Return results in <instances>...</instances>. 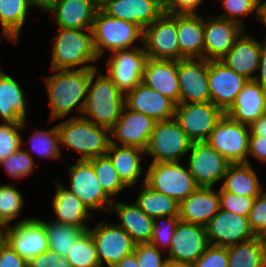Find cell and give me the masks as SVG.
Segmentation results:
<instances>
[{
  "instance_id": "cell-24",
  "label": "cell",
  "mask_w": 266,
  "mask_h": 267,
  "mask_svg": "<svg viewBox=\"0 0 266 267\" xmlns=\"http://www.w3.org/2000/svg\"><path fill=\"white\" fill-rule=\"evenodd\" d=\"M220 209V197L213 187H198L179 203V219L206 226Z\"/></svg>"
},
{
  "instance_id": "cell-58",
  "label": "cell",
  "mask_w": 266,
  "mask_h": 267,
  "mask_svg": "<svg viewBox=\"0 0 266 267\" xmlns=\"http://www.w3.org/2000/svg\"><path fill=\"white\" fill-rule=\"evenodd\" d=\"M55 0H27L30 7L33 6V8H41V10L48 11L51 6L53 5Z\"/></svg>"
},
{
  "instance_id": "cell-43",
  "label": "cell",
  "mask_w": 266,
  "mask_h": 267,
  "mask_svg": "<svg viewBox=\"0 0 266 267\" xmlns=\"http://www.w3.org/2000/svg\"><path fill=\"white\" fill-rule=\"evenodd\" d=\"M25 127L23 123H0V163L8 158L12 153H15L23 145L20 130Z\"/></svg>"
},
{
  "instance_id": "cell-37",
  "label": "cell",
  "mask_w": 266,
  "mask_h": 267,
  "mask_svg": "<svg viewBox=\"0 0 266 267\" xmlns=\"http://www.w3.org/2000/svg\"><path fill=\"white\" fill-rule=\"evenodd\" d=\"M135 204L151 218L179 216V203L172 197L159 193L143 182Z\"/></svg>"
},
{
  "instance_id": "cell-32",
  "label": "cell",
  "mask_w": 266,
  "mask_h": 267,
  "mask_svg": "<svg viewBox=\"0 0 266 267\" xmlns=\"http://www.w3.org/2000/svg\"><path fill=\"white\" fill-rule=\"evenodd\" d=\"M0 117L4 122L23 123L26 120L24 90L18 81L0 70Z\"/></svg>"
},
{
  "instance_id": "cell-1",
  "label": "cell",
  "mask_w": 266,
  "mask_h": 267,
  "mask_svg": "<svg viewBox=\"0 0 266 267\" xmlns=\"http://www.w3.org/2000/svg\"><path fill=\"white\" fill-rule=\"evenodd\" d=\"M94 70H51L56 73L44 79L49 97L50 121L65 118L77 105V113L83 112L90 75Z\"/></svg>"
},
{
  "instance_id": "cell-47",
  "label": "cell",
  "mask_w": 266,
  "mask_h": 267,
  "mask_svg": "<svg viewBox=\"0 0 266 267\" xmlns=\"http://www.w3.org/2000/svg\"><path fill=\"white\" fill-rule=\"evenodd\" d=\"M220 197V208L238 215L249 216L256 198L236 195L222 188L218 191Z\"/></svg>"
},
{
  "instance_id": "cell-48",
  "label": "cell",
  "mask_w": 266,
  "mask_h": 267,
  "mask_svg": "<svg viewBox=\"0 0 266 267\" xmlns=\"http://www.w3.org/2000/svg\"><path fill=\"white\" fill-rule=\"evenodd\" d=\"M249 225L255 236L266 238V192L263 191L255 199L250 210Z\"/></svg>"
},
{
  "instance_id": "cell-34",
  "label": "cell",
  "mask_w": 266,
  "mask_h": 267,
  "mask_svg": "<svg viewBox=\"0 0 266 267\" xmlns=\"http://www.w3.org/2000/svg\"><path fill=\"white\" fill-rule=\"evenodd\" d=\"M223 179L221 188L236 195L256 198L264 191L252 165L247 163L230 164Z\"/></svg>"
},
{
  "instance_id": "cell-55",
  "label": "cell",
  "mask_w": 266,
  "mask_h": 267,
  "mask_svg": "<svg viewBox=\"0 0 266 267\" xmlns=\"http://www.w3.org/2000/svg\"><path fill=\"white\" fill-rule=\"evenodd\" d=\"M260 70V75L254 77V81L260 84L262 87L266 88V39L262 43L260 61L257 71Z\"/></svg>"
},
{
  "instance_id": "cell-10",
  "label": "cell",
  "mask_w": 266,
  "mask_h": 267,
  "mask_svg": "<svg viewBox=\"0 0 266 267\" xmlns=\"http://www.w3.org/2000/svg\"><path fill=\"white\" fill-rule=\"evenodd\" d=\"M224 112L212 102L179 103L174 119L192 142L206 141Z\"/></svg>"
},
{
  "instance_id": "cell-45",
  "label": "cell",
  "mask_w": 266,
  "mask_h": 267,
  "mask_svg": "<svg viewBox=\"0 0 266 267\" xmlns=\"http://www.w3.org/2000/svg\"><path fill=\"white\" fill-rule=\"evenodd\" d=\"M162 219L164 221H162ZM153 220V231L150 243L158 249L161 248L163 252H165V250L167 251V249L169 250L170 248L174 230L180 220L179 216H161L155 217ZM160 221L163 223L160 224Z\"/></svg>"
},
{
  "instance_id": "cell-61",
  "label": "cell",
  "mask_w": 266,
  "mask_h": 267,
  "mask_svg": "<svg viewBox=\"0 0 266 267\" xmlns=\"http://www.w3.org/2000/svg\"><path fill=\"white\" fill-rule=\"evenodd\" d=\"M114 1V0H93L94 5L96 8L102 9L105 5H107L109 2Z\"/></svg>"
},
{
  "instance_id": "cell-25",
  "label": "cell",
  "mask_w": 266,
  "mask_h": 267,
  "mask_svg": "<svg viewBox=\"0 0 266 267\" xmlns=\"http://www.w3.org/2000/svg\"><path fill=\"white\" fill-rule=\"evenodd\" d=\"M265 113L266 88L254 80H248L225 115L236 122L250 126Z\"/></svg>"
},
{
  "instance_id": "cell-56",
  "label": "cell",
  "mask_w": 266,
  "mask_h": 267,
  "mask_svg": "<svg viewBox=\"0 0 266 267\" xmlns=\"http://www.w3.org/2000/svg\"><path fill=\"white\" fill-rule=\"evenodd\" d=\"M249 136H261L266 137V113L261 115L255 122L250 126Z\"/></svg>"
},
{
  "instance_id": "cell-21",
  "label": "cell",
  "mask_w": 266,
  "mask_h": 267,
  "mask_svg": "<svg viewBox=\"0 0 266 267\" xmlns=\"http://www.w3.org/2000/svg\"><path fill=\"white\" fill-rule=\"evenodd\" d=\"M204 20L203 58L220 60L233 47L236 38L245 28L218 16H210Z\"/></svg>"
},
{
  "instance_id": "cell-13",
  "label": "cell",
  "mask_w": 266,
  "mask_h": 267,
  "mask_svg": "<svg viewBox=\"0 0 266 267\" xmlns=\"http://www.w3.org/2000/svg\"><path fill=\"white\" fill-rule=\"evenodd\" d=\"M179 103L211 102L208 60L188 58L177 61Z\"/></svg>"
},
{
  "instance_id": "cell-35",
  "label": "cell",
  "mask_w": 266,
  "mask_h": 267,
  "mask_svg": "<svg viewBox=\"0 0 266 267\" xmlns=\"http://www.w3.org/2000/svg\"><path fill=\"white\" fill-rule=\"evenodd\" d=\"M228 267H266V238H254L228 246Z\"/></svg>"
},
{
  "instance_id": "cell-5",
  "label": "cell",
  "mask_w": 266,
  "mask_h": 267,
  "mask_svg": "<svg viewBox=\"0 0 266 267\" xmlns=\"http://www.w3.org/2000/svg\"><path fill=\"white\" fill-rule=\"evenodd\" d=\"M92 37L96 57L101 58L105 50L111 53L118 50H129L139 46H134L136 40L141 41L143 30L135 23L116 19L106 14L102 9L97 10L93 24Z\"/></svg>"
},
{
  "instance_id": "cell-41",
  "label": "cell",
  "mask_w": 266,
  "mask_h": 267,
  "mask_svg": "<svg viewBox=\"0 0 266 267\" xmlns=\"http://www.w3.org/2000/svg\"><path fill=\"white\" fill-rule=\"evenodd\" d=\"M24 199L13 184L0 185V225L8 226L20 216Z\"/></svg>"
},
{
  "instance_id": "cell-53",
  "label": "cell",
  "mask_w": 266,
  "mask_h": 267,
  "mask_svg": "<svg viewBox=\"0 0 266 267\" xmlns=\"http://www.w3.org/2000/svg\"><path fill=\"white\" fill-rule=\"evenodd\" d=\"M0 267H28V261L5 242L0 249Z\"/></svg>"
},
{
  "instance_id": "cell-12",
  "label": "cell",
  "mask_w": 266,
  "mask_h": 267,
  "mask_svg": "<svg viewBox=\"0 0 266 267\" xmlns=\"http://www.w3.org/2000/svg\"><path fill=\"white\" fill-rule=\"evenodd\" d=\"M70 188L67 189L76 195L88 210L110 211L112 199L102 189L93 165L88 160H78L69 167Z\"/></svg>"
},
{
  "instance_id": "cell-6",
  "label": "cell",
  "mask_w": 266,
  "mask_h": 267,
  "mask_svg": "<svg viewBox=\"0 0 266 267\" xmlns=\"http://www.w3.org/2000/svg\"><path fill=\"white\" fill-rule=\"evenodd\" d=\"M150 164L143 182L153 190L172 197L178 203L199 187L188 167L182 166L181 162Z\"/></svg>"
},
{
  "instance_id": "cell-4",
  "label": "cell",
  "mask_w": 266,
  "mask_h": 267,
  "mask_svg": "<svg viewBox=\"0 0 266 267\" xmlns=\"http://www.w3.org/2000/svg\"><path fill=\"white\" fill-rule=\"evenodd\" d=\"M60 146L81 154L78 160H90L106 155L110 145V130L93 124L86 118L72 116L57 124Z\"/></svg>"
},
{
  "instance_id": "cell-39",
  "label": "cell",
  "mask_w": 266,
  "mask_h": 267,
  "mask_svg": "<svg viewBox=\"0 0 266 267\" xmlns=\"http://www.w3.org/2000/svg\"><path fill=\"white\" fill-rule=\"evenodd\" d=\"M73 267H99V258L91 232L85 230L72 244L66 256Z\"/></svg>"
},
{
  "instance_id": "cell-52",
  "label": "cell",
  "mask_w": 266,
  "mask_h": 267,
  "mask_svg": "<svg viewBox=\"0 0 266 267\" xmlns=\"http://www.w3.org/2000/svg\"><path fill=\"white\" fill-rule=\"evenodd\" d=\"M203 0H168L164 11L168 14H199L197 8Z\"/></svg>"
},
{
  "instance_id": "cell-20",
  "label": "cell",
  "mask_w": 266,
  "mask_h": 267,
  "mask_svg": "<svg viewBox=\"0 0 266 267\" xmlns=\"http://www.w3.org/2000/svg\"><path fill=\"white\" fill-rule=\"evenodd\" d=\"M156 121L143 113L123 107L117 122L110 129V143L146 149ZM121 143V144H120Z\"/></svg>"
},
{
  "instance_id": "cell-9",
  "label": "cell",
  "mask_w": 266,
  "mask_h": 267,
  "mask_svg": "<svg viewBox=\"0 0 266 267\" xmlns=\"http://www.w3.org/2000/svg\"><path fill=\"white\" fill-rule=\"evenodd\" d=\"M249 126L232 120L225 115L211 131L206 142L231 164H251L248 156Z\"/></svg>"
},
{
  "instance_id": "cell-57",
  "label": "cell",
  "mask_w": 266,
  "mask_h": 267,
  "mask_svg": "<svg viewBox=\"0 0 266 267\" xmlns=\"http://www.w3.org/2000/svg\"><path fill=\"white\" fill-rule=\"evenodd\" d=\"M114 267H139L136 254L125 256L121 261H119Z\"/></svg>"
},
{
  "instance_id": "cell-14",
  "label": "cell",
  "mask_w": 266,
  "mask_h": 267,
  "mask_svg": "<svg viewBox=\"0 0 266 267\" xmlns=\"http://www.w3.org/2000/svg\"><path fill=\"white\" fill-rule=\"evenodd\" d=\"M96 245L100 266L103 262L114 267L125 256L134 252L135 243L128 233L117 224L99 222L88 229Z\"/></svg>"
},
{
  "instance_id": "cell-59",
  "label": "cell",
  "mask_w": 266,
  "mask_h": 267,
  "mask_svg": "<svg viewBox=\"0 0 266 267\" xmlns=\"http://www.w3.org/2000/svg\"><path fill=\"white\" fill-rule=\"evenodd\" d=\"M256 18L266 26V0L264 2L262 0L258 1V15Z\"/></svg>"
},
{
  "instance_id": "cell-36",
  "label": "cell",
  "mask_w": 266,
  "mask_h": 267,
  "mask_svg": "<svg viewBox=\"0 0 266 267\" xmlns=\"http://www.w3.org/2000/svg\"><path fill=\"white\" fill-rule=\"evenodd\" d=\"M29 8L27 0H0V23L3 28L0 43L3 36L11 42L18 41Z\"/></svg>"
},
{
  "instance_id": "cell-29",
  "label": "cell",
  "mask_w": 266,
  "mask_h": 267,
  "mask_svg": "<svg viewBox=\"0 0 266 267\" xmlns=\"http://www.w3.org/2000/svg\"><path fill=\"white\" fill-rule=\"evenodd\" d=\"M204 18L200 14H177L180 59L203 58Z\"/></svg>"
},
{
  "instance_id": "cell-33",
  "label": "cell",
  "mask_w": 266,
  "mask_h": 267,
  "mask_svg": "<svg viewBox=\"0 0 266 267\" xmlns=\"http://www.w3.org/2000/svg\"><path fill=\"white\" fill-rule=\"evenodd\" d=\"M145 150L133 146H120L110 143L106 155L118 172L121 181L130 188L142 174V156Z\"/></svg>"
},
{
  "instance_id": "cell-51",
  "label": "cell",
  "mask_w": 266,
  "mask_h": 267,
  "mask_svg": "<svg viewBox=\"0 0 266 267\" xmlns=\"http://www.w3.org/2000/svg\"><path fill=\"white\" fill-rule=\"evenodd\" d=\"M28 267H73L66 257H62L55 251H47L32 258Z\"/></svg>"
},
{
  "instance_id": "cell-31",
  "label": "cell",
  "mask_w": 266,
  "mask_h": 267,
  "mask_svg": "<svg viewBox=\"0 0 266 267\" xmlns=\"http://www.w3.org/2000/svg\"><path fill=\"white\" fill-rule=\"evenodd\" d=\"M110 210V213L115 211L120 220V224L117 225L128 233L135 244L151 242L154 220L136 204L117 202Z\"/></svg>"
},
{
  "instance_id": "cell-23",
  "label": "cell",
  "mask_w": 266,
  "mask_h": 267,
  "mask_svg": "<svg viewBox=\"0 0 266 267\" xmlns=\"http://www.w3.org/2000/svg\"><path fill=\"white\" fill-rule=\"evenodd\" d=\"M141 82L179 104L177 61L146 58Z\"/></svg>"
},
{
  "instance_id": "cell-63",
  "label": "cell",
  "mask_w": 266,
  "mask_h": 267,
  "mask_svg": "<svg viewBox=\"0 0 266 267\" xmlns=\"http://www.w3.org/2000/svg\"><path fill=\"white\" fill-rule=\"evenodd\" d=\"M162 5H164L168 0H158Z\"/></svg>"
},
{
  "instance_id": "cell-60",
  "label": "cell",
  "mask_w": 266,
  "mask_h": 267,
  "mask_svg": "<svg viewBox=\"0 0 266 267\" xmlns=\"http://www.w3.org/2000/svg\"><path fill=\"white\" fill-rule=\"evenodd\" d=\"M6 242V226L0 225V249Z\"/></svg>"
},
{
  "instance_id": "cell-54",
  "label": "cell",
  "mask_w": 266,
  "mask_h": 267,
  "mask_svg": "<svg viewBox=\"0 0 266 267\" xmlns=\"http://www.w3.org/2000/svg\"><path fill=\"white\" fill-rule=\"evenodd\" d=\"M248 155L266 163V137L249 136Z\"/></svg>"
},
{
  "instance_id": "cell-30",
  "label": "cell",
  "mask_w": 266,
  "mask_h": 267,
  "mask_svg": "<svg viewBox=\"0 0 266 267\" xmlns=\"http://www.w3.org/2000/svg\"><path fill=\"white\" fill-rule=\"evenodd\" d=\"M55 183L56 194L52 205L57 218L54 221L88 230L89 227L85 224V220L94 218L90 214L91 212H88V208L76 195L68 191L64 184Z\"/></svg>"
},
{
  "instance_id": "cell-46",
  "label": "cell",
  "mask_w": 266,
  "mask_h": 267,
  "mask_svg": "<svg viewBox=\"0 0 266 267\" xmlns=\"http://www.w3.org/2000/svg\"><path fill=\"white\" fill-rule=\"evenodd\" d=\"M221 7L225 9V14L218 17L233 21L241 25L243 28V19L239 16H248L256 11L258 15V0H221ZM239 17V18H238Z\"/></svg>"
},
{
  "instance_id": "cell-19",
  "label": "cell",
  "mask_w": 266,
  "mask_h": 267,
  "mask_svg": "<svg viewBox=\"0 0 266 267\" xmlns=\"http://www.w3.org/2000/svg\"><path fill=\"white\" fill-rule=\"evenodd\" d=\"M247 81V78L228 68L222 61L208 60L211 102L224 113L232 106Z\"/></svg>"
},
{
  "instance_id": "cell-7",
  "label": "cell",
  "mask_w": 266,
  "mask_h": 267,
  "mask_svg": "<svg viewBox=\"0 0 266 267\" xmlns=\"http://www.w3.org/2000/svg\"><path fill=\"white\" fill-rule=\"evenodd\" d=\"M192 141L174 118L156 122L145 155L154 159L151 163L180 162L191 147Z\"/></svg>"
},
{
  "instance_id": "cell-27",
  "label": "cell",
  "mask_w": 266,
  "mask_h": 267,
  "mask_svg": "<svg viewBox=\"0 0 266 267\" xmlns=\"http://www.w3.org/2000/svg\"><path fill=\"white\" fill-rule=\"evenodd\" d=\"M102 10L116 19L135 23L142 30L165 12L158 0H114Z\"/></svg>"
},
{
  "instance_id": "cell-62",
  "label": "cell",
  "mask_w": 266,
  "mask_h": 267,
  "mask_svg": "<svg viewBox=\"0 0 266 267\" xmlns=\"http://www.w3.org/2000/svg\"><path fill=\"white\" fill-rule=\"evenodd\" d=\"M164 267H191V265L181 264V263H175L171 261H167L164 265Z\"/></svg>"
},
{
  "instance_id": "cell-42",
  "label": "cell",
  "mask_w": 266,
  "mask_h": 267,
  "mask_svg": "<svg viewBox=\"0 0 266 267\" xmlns=\"http://www.w3.org/2000/svg\"><path fill=\"white\" fill-rule=\"evenodd\" d=\"M30 145L39 156L55 159L62 157L57 125L50 130L36 129L30 137Z\"/></svg>"
},
{
  "instance_id": "cell-28",
  "label": "cell",
  "mask_w": 266,
  "mask_h": 267,
  "mask_svg": "<svg viewBox=\"0 0 266 267\" xmlns=\"http://www.w3.org/2000/svg\"><path fill=\"white\" fill-rule=\"evenodd\" d=\"M97 10L93 0H55L48 11L55 14L57 28L92 29Z\"/></svg>"
},
{
  "instance_id": "cell-18",
  "label": "cell",
  "mask_w": 266,
  "mask_h": 267,
  "mask_svg": "<svg viewBox=\"0 0 266 267\" xmlns=\"http://www.w3.org/2000/svg\"><path fill=\"white\" fill-rule=\"evenodd\" d=\"M107 60V75L126 94L141 82L146 53L143 46L113 52Z\"/></svg>"
},
{
  "instance_id": "cell-8",
  "label": "cell",
  "mask_w": 266,
  "mask_h": 267,
  "mask_svg": "<svg viewBox=\"0 0 266 267\" xmlns=\"http://www.w3.org/2000/svg\"><path fill=\"white\" fill-rule=\"evenodd\" d=\"M142 46L146 57L156 60H180L177 40V14L164 12L143 29Z\"/></svg>"
},
{
  "instance_id": "cell-17",
  "label": "cell",
  "mask_w": 266,
  "mask_h": 267,
  "mask_svg": "<svg viewBox=\"0 0 266 267\" xmlns=\"http://www.w3.org/2000/svg\"><path fill=\"white\" fill-rule=\"evenodd\" d=\"M209 245L206 228L179 220L169 248L168 261L192 265Z\"/></svg>"
},
{
  "instance_id": "cell-11",
  "label": "cell",
  "mask_w": 266,
  "mask_h": 267,
  "mask_svg": "<svg viewBox=\"0 0 266 267\" xmlns=\"http://www.w3.org/2000/svg\"><path fill=\"white\" fill-rule=\"evenodd\" d=\"M187 167L199 187H213L231 164L206 141L192 142Z\"/></svg>"
},
{
  "instance_id": "cell-2",
  "label": "cell",
  "mask_w": 266,
  "mask_h": 267,
  "mask_svg": "<svg viewBox=\"0 0 266 267\" xmlns=\"http://www.w3.org/2000/svg\"><path fill=\"white\" fill-rule=\"evenodd\" d=\"M97 69L90 75L87 98L81 116L97 126L110 130L125 106V94L118 89L108 75L98 74Z\"/></svg>"
},
{
  "instance_id": "cell-38",
  "label": "cell",
  "mask_w": 266,
  "mask_h": 267,
  "mask_svg": "<svg viewBox=\"0 0 266 267\" xmlns=\"http://www.w3.org/2000/svg\"><path fill=\"white\" fill-rule=\"evenodd\" d=\"M46 229L49 249L55 251L62 257H66L72 244L85 231L75 226L66 225L61 222L52 220H40Z\"/></svg>"
},
{
  "instance_id": "cell-44",
  "label": "cell",
  "mask_w": 266,
  "mask_h": 267,
  "mask_svg": "<svg viewBox=\"0 0 266 267\" xmlns=\"http://www.w3.org/2000/svg\"><path fill=\"white\" fill-rule=\"evenodd\" d=\"M28 151L22 150L20 147L15 153L3 160L0 166H3L13 179L29 176L34 171L35 162L31 152L29 153Z\"/></svg>"
},
{
  "instance_id": "cell-49",
  "label": "cell",
  "mask_w": 266,
  "mask_h": 267,
  "mask_svg": "<svg viewBox=\"0 0 266 267\" xmlns=\"http://www.w3.org/2000/svg\"><path fill=\"white\" fill-rule=\"evenodd\" d=\"M156 246L151 243L135 244L134 253L137 256L139 267H164L168 261L162 259V254Z\"/></svg>"
},
{
  "instance_id": "cell-26",
  "label": "cell",
  "mask_w": 266,
  "mask_h": 267,
  "mask_svg": "<svg viewBox=\"0 0 266 267\" xmlns=\"http://www.w3.org/2000/svg\"><path fill=\"white\" fill-rule=\"evenodd\" d=\"M262 43L248 34L242 33L236 38L233 47L220 59L237 74L253 80L259 66Z\"/></svg>"
},
{
  "instance_id": "cell-3",
  "label": "cell",
  "mask_w": 266,
  "mask_h": 267,
  "mask_svg": "<svg viewBox=\"0 0 266 267\" xmlns=\"http://www.w3.org/2000/svg\"><path fill=\"white\" fill-rule=\"evenodd\" d=\"M53 37L54 46L50 70L96 69L89 62L96 61L91 29L58 28ZM87 32H86V31ZM89 64V65H88Z\"/></svg>"
},
{
  "instance_id": "cell-15",
  "label": "cell",
  "mask_w": 266,
  "mask_h": 267,
  "mask_svg": "<svg viewBox=\"0 0 266 267\" xmlns=\"http://www.w3.org/2000/svg\"><path fill=\"white\" fill-rule=\"evenodd\" d=\"M6 243L28 262L49 249L46 229L38 218L6 226Z\"/></svg>"
},
{
  "instance_id": "cell-22",
  "label": "cell",
  "mask_w": 266,
  "mask_h": 267,
  "mask_svg": "<svg viewBox=\"0 0 266 267\" xmlns=\"http://www.w3.org/2000/svg\"><path fill=\"white\" fill-rule=\"evenodd\" d=\"M125 106L149 116L156 122L174 118L176 104L140 82L125 94Z\"/></svg>"
},
{
  "instance_id": "cell-40",
  "label": "cell",
  "mask_w": 266,
  "mask_h": 267,
  "mask_svg": "<svg viewBox=\"0 0 266 267\" xmlns=\"http://www.w3.org/2000/svg\"><path fill=\"white\" fill-rule=\"evenodd\" d=\"M88 161L93 165L102 189L110 198L117 196L119 192H123L122 190L127 187L119 178L118 172L107 155L98 156Z\"/></svg>"
},
{
  "instance_id": "cell-50",
  "label": "cell",
  "mask_w": 266,
  "mask_h": 267,
  "mask_svg": "<svg viewBox=\"0 0 266 267\" xmlns=\"http://www.w3.org/2000/svg\"><path fill=\"white\" fill-rule=\"evenodd\" d=\"M191 267H228L227 247L208 245Z\"/></svg>"
},
{
  "instance_id": "cell-16",
  "label": "cell",
  "mask_w": 266,
  "mask_h": 267,
  "mask_svg": "<svg viewBox=\"0 0 266 267\" xmlns=\"http://www.w3.org/2000/svg\"><path fill=\"white\" fill-rule=\"evenodd\" d=\"M205 228L208 243L215 246L228 247L255 237L250 228L248 216L221 208Z\"/></svg>"
}]
</instances>
